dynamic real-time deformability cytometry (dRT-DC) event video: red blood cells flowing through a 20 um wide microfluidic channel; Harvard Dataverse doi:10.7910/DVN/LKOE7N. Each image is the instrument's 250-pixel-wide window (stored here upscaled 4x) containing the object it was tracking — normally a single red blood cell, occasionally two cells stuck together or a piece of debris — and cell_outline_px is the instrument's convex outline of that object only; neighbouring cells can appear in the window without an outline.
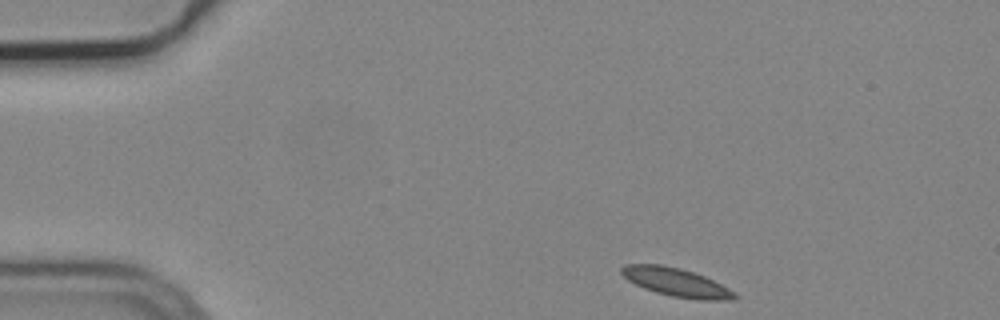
{"species": "common noctule bat (a hibernating species)", "species_latin": "Nyctalus noctula", "temperature_condition": "cold", "stored_images_in_passage": 5, "camera_frame_rate_fps": 3000, "um_per_image_px": 0.085, "animal": {"sex": "male", "body_mass_g": 19.2, "forearm_length_mm": 51.8}, "frame": {"image": 1, "passage_image": 1, "time_ms": 0.0, "image_size_px": [1000, 320], "cell_outline_px": [[740, 296], [736, 300], [696, 300], [672, 296], [656, 292], [644, 288], [628, 280], [620, 272], [620, 268], [624, 264], [660, 264], [680, 268], [704, 276], [736, 292]], "centroid_in_image_um": [57.51, 24.0], "position_along_channel_um": 27.5, "area_um2": 18.79}}
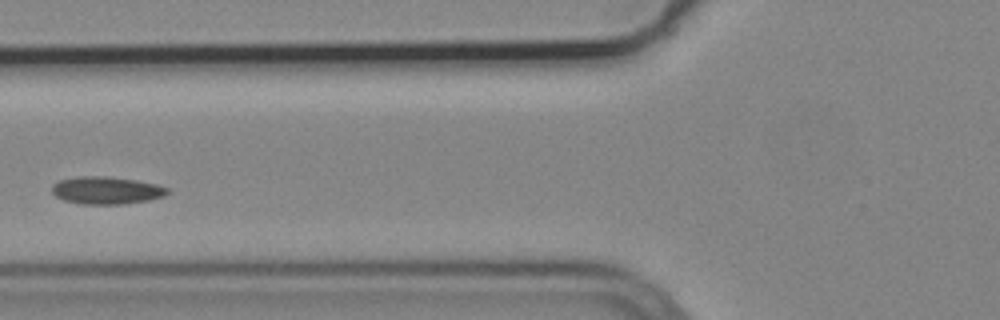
{"frame": {"image": 2, "passage_image": 4, "time_ms": 1.0, "image_size_px": [1000, 320], "cell_outline_px": [[168, 192], [164, 196], [148, 200], [124, 204], [84, 204], [64, 200], [56, 196], [52, 192], [52, 184], [60, 180], [80, 176], [108, 176], [136, 180], [156, 184], [168, 188]], "centroid_in_image_um": [9.04, 16.17], "position_along_channel_um": 116.8, "area_um2": 18.44}}
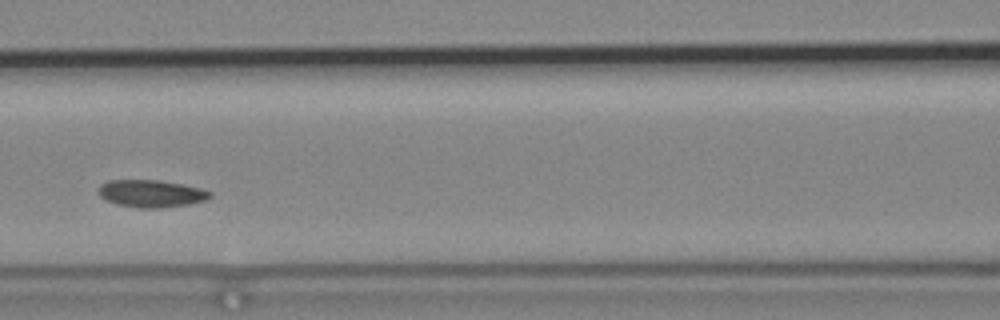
{"frame": {"image": 3, "passage_image": 5, "time_ms": 1.333, "image_size_px": [1000, 320], "cell_outline_px": [[212, 196], [208, 200], [188, 204], [160, 208], [140, 208], [116, 204], [104, 200], [100, 196], [96, 188], [100, 184], [108, 180], [160, 180], [204, 188], [212, 192]], "centroid_in_image_um": [12.85, 16.45], "position_along_channel_um": 153.8, "area_um2": 18.15}}